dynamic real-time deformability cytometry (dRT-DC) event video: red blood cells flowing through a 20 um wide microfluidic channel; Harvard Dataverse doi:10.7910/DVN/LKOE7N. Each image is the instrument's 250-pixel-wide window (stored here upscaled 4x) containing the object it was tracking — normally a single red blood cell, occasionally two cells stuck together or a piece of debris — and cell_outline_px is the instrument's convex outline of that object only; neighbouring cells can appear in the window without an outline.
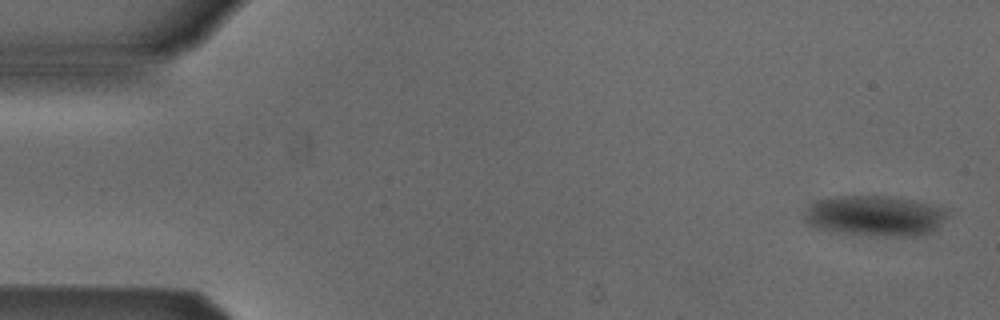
{"species": "Egyptian fruit bat (a non-hibernating species)", "species_latin": "Rousettus aegyptiacus", "temperature_condition": "cold", "stored_images_in_passage": 5, "camera_frame_rate_fps": 3000, "um_per_image_px": 0.085, "animal": {"sex": "male"}, "frame": {"image": 1, "passage_image": 1, "time_ms": 0.0, "image_size_px": [1000, 320], "cell_outline_px": [[948, 216], [932, 232], [916, 236], [868, 236], [836, 232], [820, 228], [808, 224], [804, 220], [808, 208], [812, 204], [820, 200], [836, 196], [884, 196], [912, 200], [944, 208], [948, 212]], "centroid_in_image_um": [74.4, 18.36], "position_along_channel_um": 10.6, "area_um2": 33.52}}
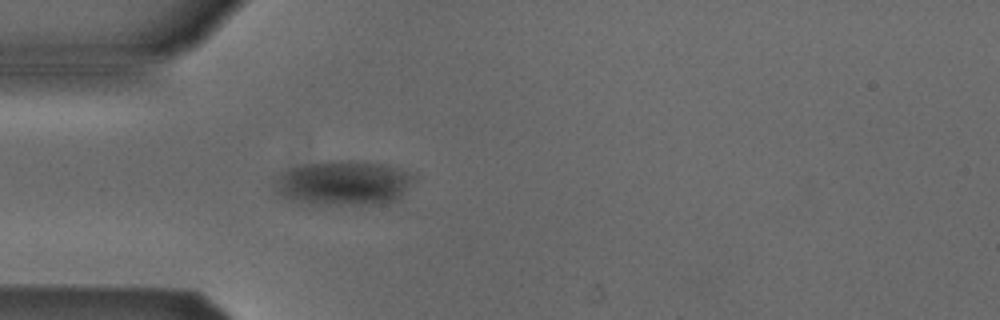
{"frame": {"image": 2, "passage_image": 5, "time_ms": 4.667, "image_size_px": [1000, 320], "cell_outline_px": [[412, 180], [400, 200], [388, 204], [300, 204], [280, 196], [276, 192], [272, 180], [272, 176], [288, 168], [304, 164], [340, 160], [348, 160], [388, 164], [400, 168], [408, 172], [412, 176]], "centroid_in_image_um": [29.12, 15.56], "position_along_channel_um": 55.9, "area_um2": 37.05}}